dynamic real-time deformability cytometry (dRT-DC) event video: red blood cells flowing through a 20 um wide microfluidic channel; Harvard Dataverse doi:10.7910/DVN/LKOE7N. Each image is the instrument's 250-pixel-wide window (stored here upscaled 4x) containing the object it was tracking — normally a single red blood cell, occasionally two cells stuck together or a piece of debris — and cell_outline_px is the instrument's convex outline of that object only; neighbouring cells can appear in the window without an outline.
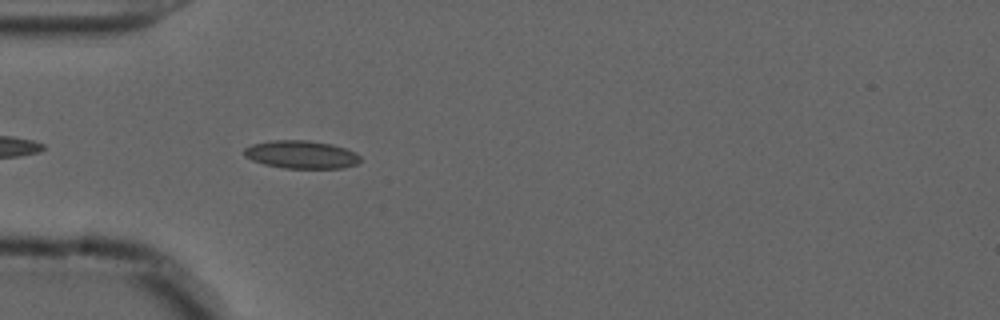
{"species": "common noctule bat (a hibernating species)", "species_latin": "Nyctalus noctula", "temperature_condition": "cold", "stored_images_in_passage": 9, "camera_frame_rate_fps": 3000, "um_per_image_px": 0.085, "animal": {"sex": "male", "forearm_length_mm": 52.5}, "frame": {"image": 1, "passage_image": 3, "time_ms": 0.667, "image_size_px": [1000, 320], "cell_outline_px": [[360, 160], [356, 164], [344, 168], [284, 168], [264, 164], [252, 160], [244, 156], [244, 148], [252, 144], [272, 140], [308, 140], [332, 144], [356, 152], [360, 156]], "centroid_in_image_um": [25.6, 13.13], "position_along_channel_um": 59.4, "area_um2": 18.96}}
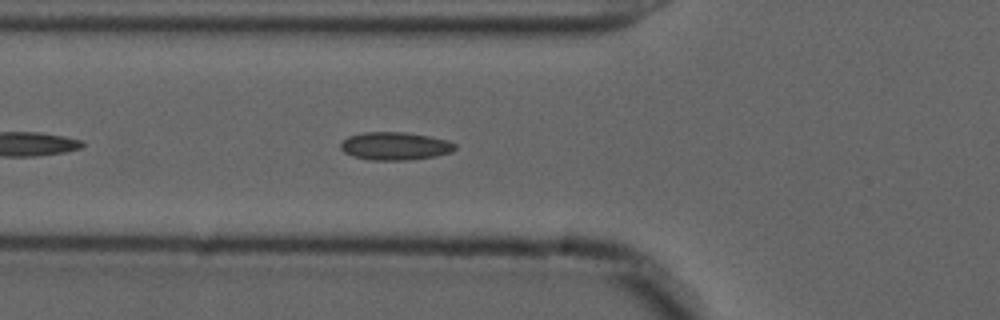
{"frame": {"image": 2, "passage_image": 6, "time_ms": 1.667, "image_size_px": [1000, 320], "cell_outline_px": [[456, 148], [452, 152], [436, 156], [408, 160], [372, 160], [352, 156], [344, 152], [340, 148], [340, 144], [348, 136], [364, 132], [404, 132], [428, 136], [448, 140], [456, 144]], "centroid_in_image_um": [33.58, 12.42], "position_along_channel_um": 92.2, "area_um2": 18.67}}